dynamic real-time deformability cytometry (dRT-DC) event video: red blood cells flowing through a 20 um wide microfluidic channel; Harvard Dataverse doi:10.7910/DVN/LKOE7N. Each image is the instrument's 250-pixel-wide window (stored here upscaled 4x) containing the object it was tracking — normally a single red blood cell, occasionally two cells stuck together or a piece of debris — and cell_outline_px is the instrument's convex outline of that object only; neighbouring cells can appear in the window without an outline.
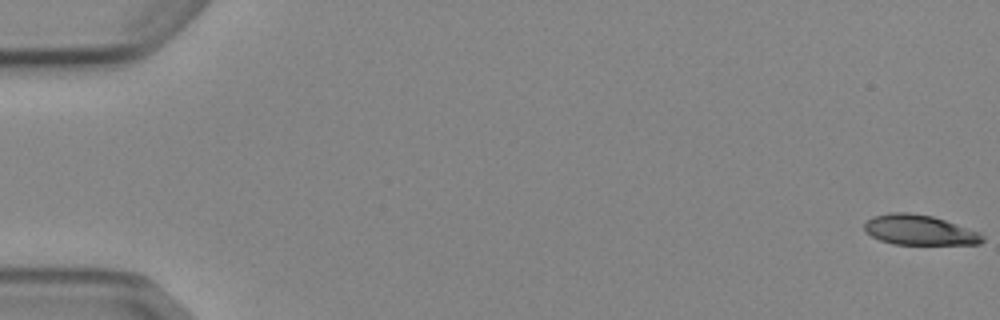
{"species": "Egyptian fruit bat (a non-hibernating species)", "species_latin": "Rousettus aegyptiacus", "temperature_condition": "cold", "stored_images_in_passage": 6, "camera_frame_rate_fps": 3000, "um_per_image_px": 0.085, "animal": {"sex": "female"}, "frame": {"image": 1, "passage_image": 1, "time_ms": 0.0, "image_size_px": [1000, 320], "cell_outline_px": [[984, 240], [980, 244], [892, 244], [880, 240], [864, 232], [864, 224], [872, 216], [888, 212], [908, 212], [932, 216], [980, 232], [984, 236]], "centroid_in_image_um": [78.12, 19.55], "position_along_channel_um": 6.9, "area_um2": 20.75}}
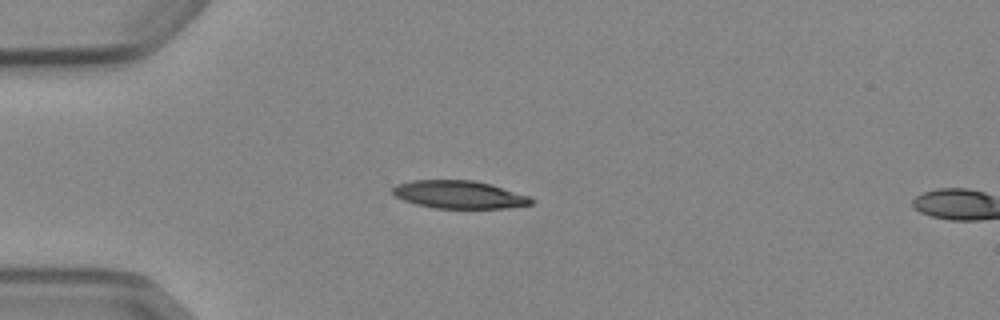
{"frame": {"image": 2, "passage_image": 5, "time_ms": 4.667, "image_size_px": [1000, 320], "cell_outline_px": [[536, 200], [532, 204], [504, 208], [436, 208], [416, 204], [404, 200], [396, 196], [392, 192], [392, 188], [396, 184], [412, 180], [472, 180], [492, 184], [532, 196]], "centroid_in_image_um": [39.08, 16.53], "position_along_channel_um": 45.9, "area_um2": 22.66}}